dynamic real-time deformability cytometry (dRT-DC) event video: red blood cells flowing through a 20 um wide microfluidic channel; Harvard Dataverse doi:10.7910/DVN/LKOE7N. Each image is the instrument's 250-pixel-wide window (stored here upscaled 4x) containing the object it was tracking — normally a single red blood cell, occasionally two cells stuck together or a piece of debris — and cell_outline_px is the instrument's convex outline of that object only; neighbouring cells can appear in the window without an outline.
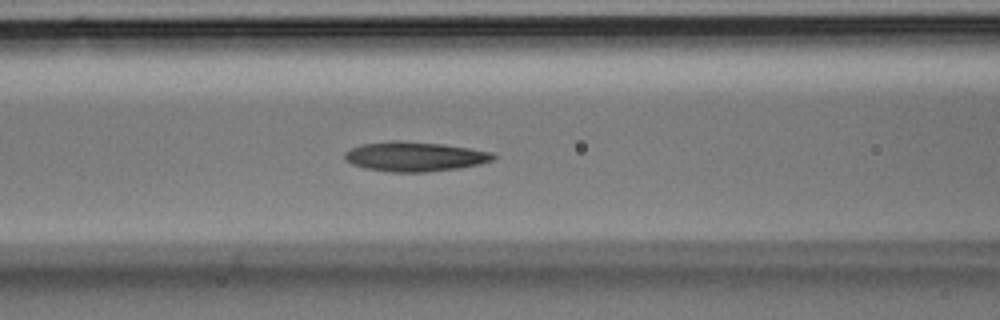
{"species": "Egyptian fruit bat (a non-hibernating species)", "species_latin": "Rousettus aegyptiacus", "temperature_condition": "room temperature", "stored_images_in_passage": 26, "camera_frame_rate_fps": 3000, "um_per_image_px": 0.085, "animal": {"sex": "male"}, "frame": {"image": 1, "passage_image": 5, "time_ms": 1.333, "image_size_px": [1000, 320], "cell_outline_px": [[496, 156], [492, 160], [480, 164], [460, 168], [424, 172], [392, 172], [364, 168], [352, 164], [344, 160], [344, 152], [360, 144], [388, 140], [404, 140], [444, 144], [492, 152]], "centroid_in_image_um": [35.21, 13.29], "position_along_channel_um": 131.4, "area_um2": 25.89}}
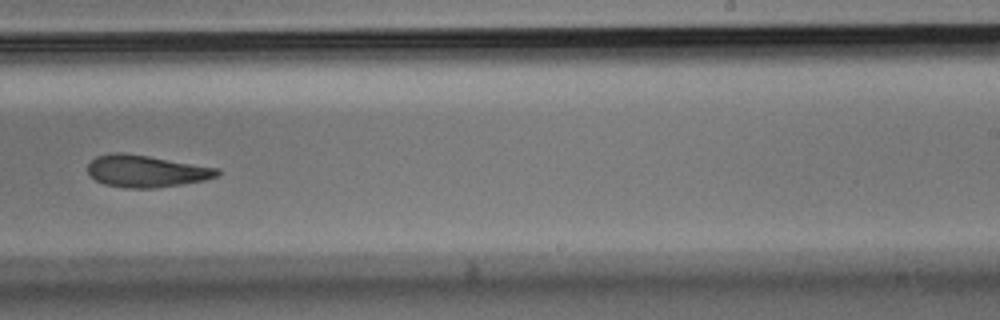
{"frame": {"image": 2, "passage_image": 13, "time_ms": 4.0, "image_size_px": [1000, 320], "cell_outline_px": [[220, 172], [216, 176], [204, 180], [156, 188], [128, 188], [104, 184], [96, 180], [88, 172], [88, 164], [96, 156], [112, 152], [124, 152], [220, 168]], "centroid_in_image_um": [12.41, 14.54], "position_along_channel_um": 276.6, "area_um2": 24.04}}
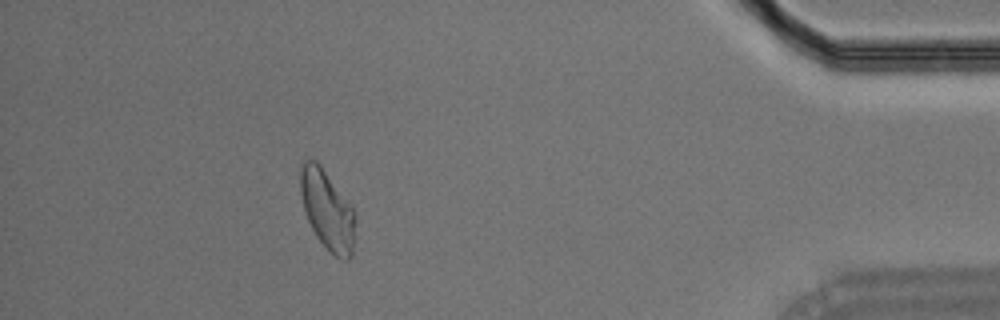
{"frame": {"image": 3, "passage_image": 23, "time_ms": 7.333, "image_size_px": [1000, 320], "cell_outline_px": [[352, 256], [348, 260], [336, 256], [316, 236], [308, 220], [304, 208], [300, 192], [300, 168], [304, 160], [316, 160], [320, 164], [352, 204]], "centroid_in_image_um": [27.78, 17.77], "position_along_channel_um": 407.4, "area_um2": 24.68}}